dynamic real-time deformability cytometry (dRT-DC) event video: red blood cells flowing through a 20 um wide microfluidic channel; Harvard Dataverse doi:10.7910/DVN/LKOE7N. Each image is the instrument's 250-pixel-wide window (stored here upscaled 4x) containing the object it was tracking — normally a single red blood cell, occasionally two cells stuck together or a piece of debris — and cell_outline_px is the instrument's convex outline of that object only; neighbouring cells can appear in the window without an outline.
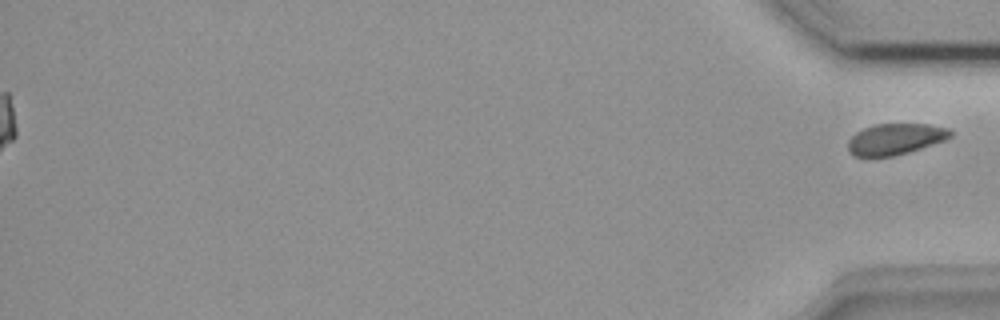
{"species": "common noctule bat (a hibernating species)", "species_latin": "Nyctalus noctula", "temperature_condition": "room temperature", "stored_images_in_passage": 39, "segment_of_instrument_passage": [2, 2], "camera_frame_rate_fps": 3000, "um_per_image_px": 0.085, "animal": {"sex": "female", "body_mass_g": 18.4}, "frame": {"image": 1, "passage_image": 39, "time_ms": 12.667, "image_size_px": [1000, 320], "cell_outline_px": [[952, 136], [944, 140], [908, 152], [892, 156], [852, 156], [848, 152], [848, 140], [856, 132], [864, 128], [876, 124], [928, 124], [948, 128], [952, 132]], "centroid_in_image_um": [76.07, 11.82], "position_along_channel_um": 359.1, "area_um2": 18.44}}